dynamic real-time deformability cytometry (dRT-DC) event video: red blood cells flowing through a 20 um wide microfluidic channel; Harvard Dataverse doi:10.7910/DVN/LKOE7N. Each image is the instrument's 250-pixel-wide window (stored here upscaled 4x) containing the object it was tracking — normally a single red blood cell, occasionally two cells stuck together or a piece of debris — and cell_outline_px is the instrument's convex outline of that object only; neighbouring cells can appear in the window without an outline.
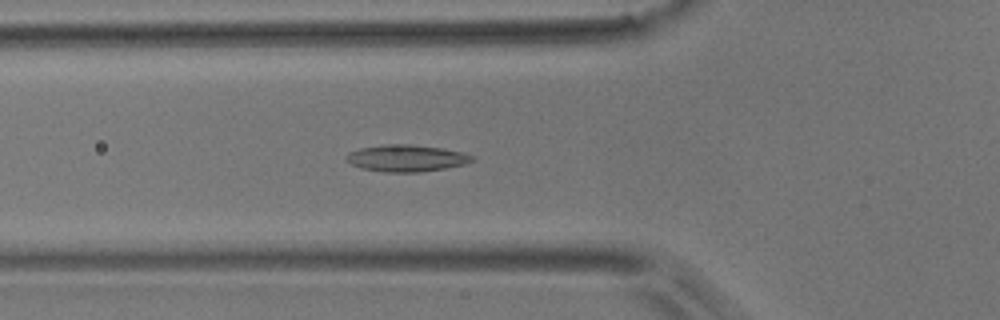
{"species": "common noctule bat (a hibernating species)", "species_latin": "Nyctalus noctula", "temperature_condition": "room temperature", "stored_images_in_passage": 53, "camera_frame_rate_fps": 3000, "um_per_image_px": 0.085, "animal": {"sex": "male", "body_mass_g": 17.9}, "frame": {"image": 1, "passage_image": 18, "time_ms": 5.667, "image_size_px": [1000, 320], "cell_outline_px": [[476, 160], [464, 164], [444, 168], [420, 172], [384, 172], [360, 168], [352, 164], [344, 156], [348, 152], [360, 148], [384, 144], [408, 144], [440, 148], [464, 152], [476, 156]], "centroid_in_image_um": [34.56, 13.44], "position_along_channel_um": 91.2, "area_um2": 19.71}}
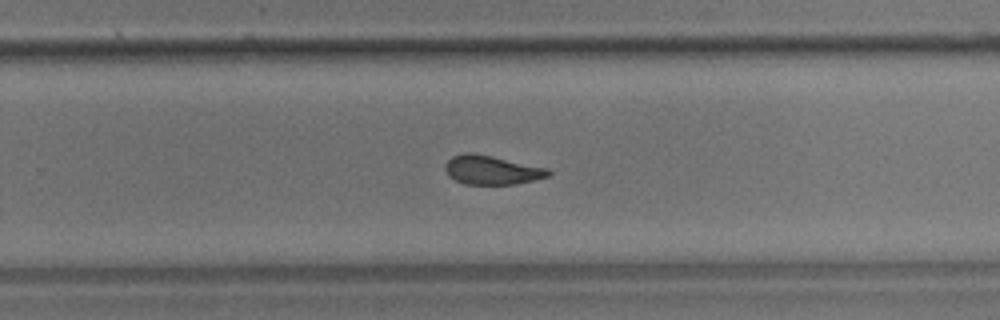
{"frame": {"image": 2, "passage_image": 34, "time_ms": 11.0, "image_size_px": [1000, 320], "cell_outline_px": [[552, 172], [548, 176], [516, 184], [464, 184], [448, 176], [444, 168], [444, 164], [452, 156], [464, 152], [472, 152], [492, 156], [548, 168]], "centroid_in_image_um": [41.76, 14.44], "position_along_channel_um": 288.0, "area_um2": 17.46}}
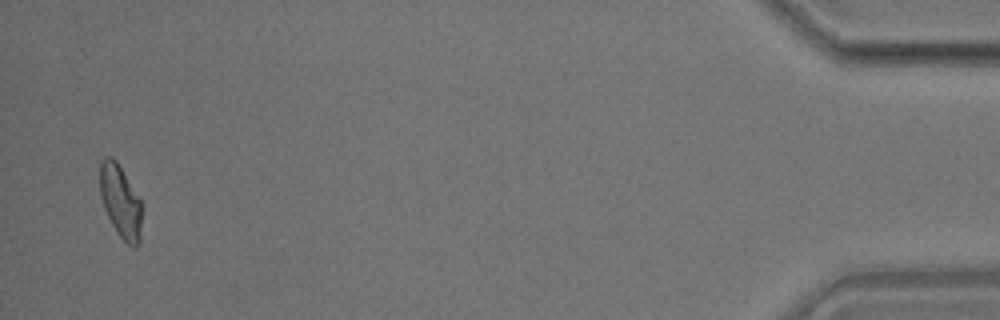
{"frame": {"image": 3, "passage_image": 52, "time_ms": 17.0, "image_size_px": [1000, 320], "cell_outline_px": [[140, 244], [136, 248], [132, 248], [116, 232], [104, 208], [100, 196], [100, 160], [104, 156], [112, 156], [116, 160], [140, 200]], "centroid_in_image_um": [10.21, 17.12], "position_along_channel_um": 425.0, "area_um2": 17.57}, "authors_computed_cell_mechanics": {"area_um2": 18.2648, "velocity_mm_per_s": 3.6865, "shape_relaxation_time_tau1_ms": 7.5342, "shape_relaxation_time_tau2_ms": 3.2116, "deformation_change_tau1": 0.181, "deformation_change_tau2": 0.0951}}